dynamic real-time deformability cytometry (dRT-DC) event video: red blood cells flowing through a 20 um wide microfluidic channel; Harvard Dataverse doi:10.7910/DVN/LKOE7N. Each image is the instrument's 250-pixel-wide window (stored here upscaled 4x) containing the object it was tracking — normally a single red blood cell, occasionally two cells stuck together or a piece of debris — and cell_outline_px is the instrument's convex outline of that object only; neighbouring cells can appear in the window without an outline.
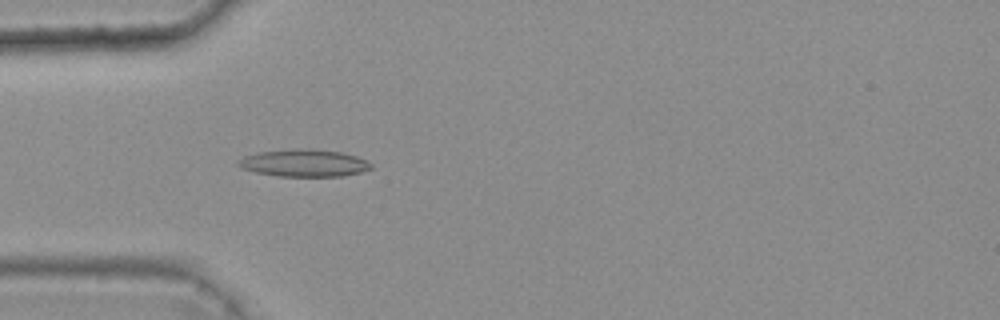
{"species": "common noctule bat (a hibernating species)", "species_latin": "Nyctalus noctula", "temperature_condition": "warm", "stored_images_in_passage": 4, "camera_frame_rate_fps": 3000, "um_per_image_px": 0.085, "animal": {"sex": "female", "body_mass_g": 25.1}, "frame": {"image": 1, "passage_image": 4, "time_ms": 1.0, "image_size_px": [1000, 320], "cell_outline_px": [[372, 168], [360, 172], [344, 176], [280, 176], [256, 172], [240, 168], [236, 164], [244, 156], [256, 152], [296, 148], [308, 148], [340, 152], [356, 156], [372, 164]], "centroid_in_image_um": [25.82, 13.85], "position_along_channel_um": 59.2, "area_um2": 21.1}}